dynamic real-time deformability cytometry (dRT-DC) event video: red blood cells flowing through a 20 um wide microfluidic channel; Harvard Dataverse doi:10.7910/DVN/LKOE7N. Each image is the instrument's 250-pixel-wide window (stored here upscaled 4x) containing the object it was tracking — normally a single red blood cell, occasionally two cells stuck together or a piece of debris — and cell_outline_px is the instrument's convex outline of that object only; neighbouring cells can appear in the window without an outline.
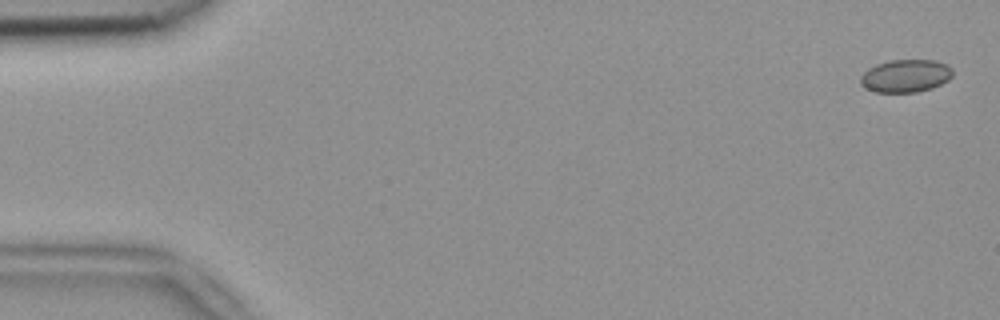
{"species": "common noctule bat (a hibernating species)", "species_latin": "Nyctalus noctula", "temperature_condition": "room temperature", "stored_images_in_passage": 5, "camera_frame_rate_fps": 3000, "um_per_image_px": 0.085, "animal": {"sex": "female", "body_mass_g": 18.4}, "frame": {"image": 1, "passage_image": 1, "time_ms": 0.0, "image_size_px": [1000, 320], "cell_outline_px": [[952, 76], [948, 80], [932, 88], [916, 92], [876, 92], [860, 84], [860, 76], [868, 68], [876, 64], [892, 60], [936, 60], [948, 64], [952, 68]], "centroid_in_image_um": [76.99, 6.44], "position_along_channel_um": 8.0, "area_um2": 17.63}}